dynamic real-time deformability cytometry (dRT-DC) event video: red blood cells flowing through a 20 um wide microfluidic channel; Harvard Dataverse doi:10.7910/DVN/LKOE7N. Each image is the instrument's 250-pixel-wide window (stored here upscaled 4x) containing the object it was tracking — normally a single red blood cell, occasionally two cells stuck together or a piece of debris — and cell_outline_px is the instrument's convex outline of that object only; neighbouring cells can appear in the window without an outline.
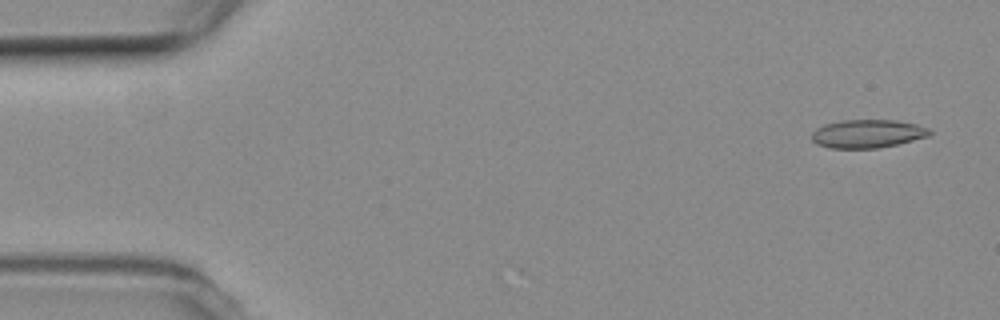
{"species": "common noctule bat (a hibernating species)", "species_latin": "Nyctalus noctula", "temperature_condition": "room temperature", "stored_images_in_passage": 55, "camera_frame_rate_fps": 3000, "um_per_image_px": 0.085, "animal": {"sex": "female", "body_mass_g": 19.3, "forearm_length_mm": 54.1}, "frame": {"image": 1, "passage_image": 3, "time_ms": 0.667, "image_size_px": [1000, 320], "cell_outline_px": [[932, 132], [928, 136], [880, 148], [828, 148], [816, 144], [812, 140], [812, 132], [816, 128], [824, 124], [844, 120], [892, 120], [916, 124], [928, 128]], "centroid_in_image_um": [73.7, 11.37], "position_along_channel_um": 11.3, "area_um2": 19.36}}
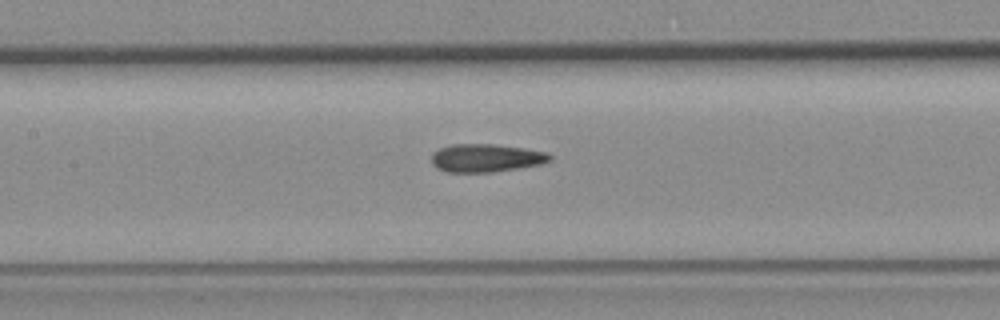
{"frame": {"image": 2, "passage_image": 25, "time_ms": 8.0, "image_size_px": [1000, 320], "cell_outline_px": [[552, 160], [540, 164], [520, 168], [492, 172], [448, 172], [436, 168], [432, 164], [432, 152], [440, 148], [452, 144], [492, 144], [524, 148], [548, 152], [552, 156]], "centroid_in_image_um": [41.32, 13.43], "position_along_channel_um": 166.1, "area_um2": 19.48}}
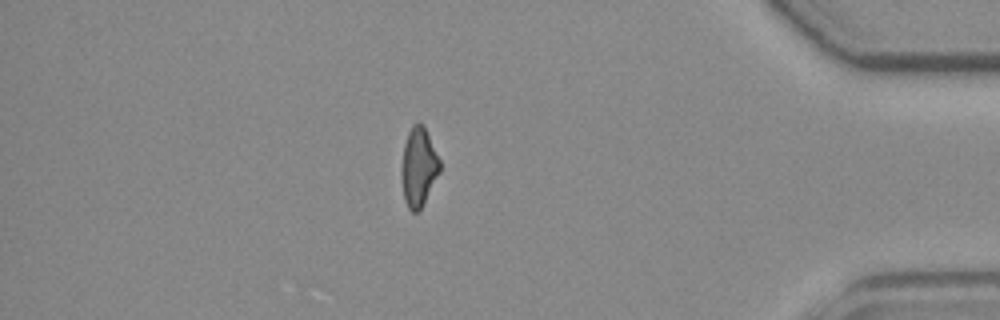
{"frame": {"image": 3, "passage_image": 47, "time_ms": 15.333, "image_size_px": [1000, 320], "cell_outline_px": [[440, 172], [420, 208], [416, 212], [412, 212], [408, 208], [404, 200], [400, 172], [404, 144], [408, 132], [412, 124], [420, 120], [424, 124], [440, 160]], "centroid_in_image_um": [35.56, 14.14], "position_along_channel_um": 399.6, "area_um2": 17.74}, "authors_computed_cell_mechanics": {"area_um2": 19.074, "velocity_mm_per_s": 3.7628, "shape_relaxation_time_tau1_ms": null, "shape_relaxation_time_tau2_ms": 3.928, "deformation_change_tau1": null, "deformation_change_tau2": 0.1364}}